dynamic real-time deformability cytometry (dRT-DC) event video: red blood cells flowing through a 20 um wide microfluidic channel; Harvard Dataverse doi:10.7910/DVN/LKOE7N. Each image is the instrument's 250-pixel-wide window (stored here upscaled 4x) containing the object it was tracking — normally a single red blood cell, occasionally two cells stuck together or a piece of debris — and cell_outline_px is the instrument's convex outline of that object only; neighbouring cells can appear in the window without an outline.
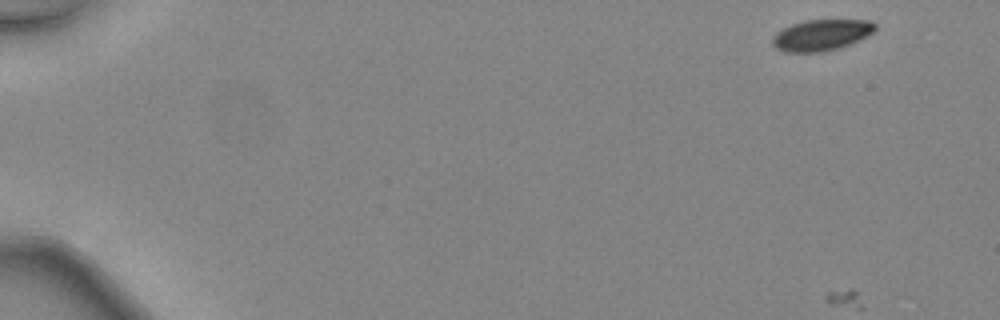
{"species": "common noctule bat (a hibernating species)", "species_latin": "Nyctalus noctula", "temperature_condition": "warm", "stored_images_in_passage": 19, "camera_frame_rate_fps": 3000, "um_per_image_px": 0.085, "animal": {"sex": "female", "body_mass_g": 24.6, "forearm_length_mm": 56.2}, "frame": {"image": 1, "passage_image": 1, "time_ms": 0.0, "image_size_px": [1000, 320], "cell_outline_px": [[876, 28], [872, 32], [860, 40], [840, 48], [820, 52], [784, 52], [776, 48], [772, 44], [772, 36], [776, 32], [792, 24], [804, 20], [872, 20], [876, 24]], "centroid_in_image_um": [69.81, 2.98], "position_along_channel_um": 15.2, "area_um2": 18.73}}